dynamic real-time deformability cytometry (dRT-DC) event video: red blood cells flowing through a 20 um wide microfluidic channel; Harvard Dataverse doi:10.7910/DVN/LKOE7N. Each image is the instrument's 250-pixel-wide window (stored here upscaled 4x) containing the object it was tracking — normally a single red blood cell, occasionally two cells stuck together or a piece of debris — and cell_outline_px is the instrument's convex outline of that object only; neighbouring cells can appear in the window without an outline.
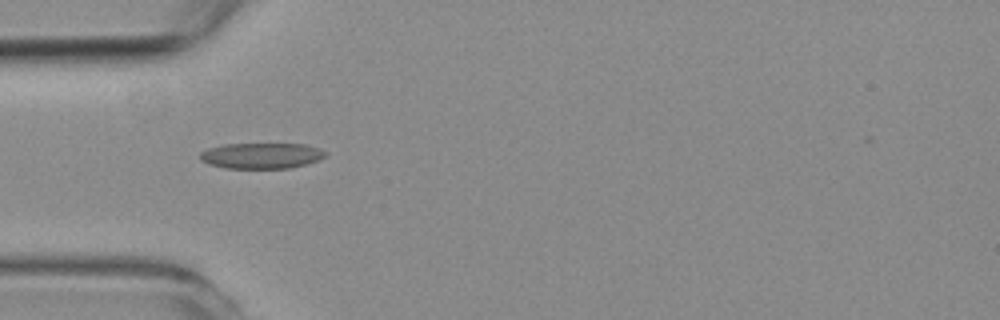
{"species": "common noctule bat (a hibernating species)", "species_latin": "Nyctalus noctula", "temperature_condition": "room temperature", "stored_images_in_passage": 44, "camera_frame_rate_fps": 3000, "um_per_image_px": 0.085, "animal": {"sex": "female", "body_mass_g": 19.3, "forearm_length_mm": 54.1}, "frame": {"image": 1, "passage_image": 4, "time_ms": 1.0, "image_size_px": [1000, 320], "cell_outline_px": [[324, 156], [316, 160], [304, 164], [288, 168], [224, 168], [208, 164], [200, 160], [200, 152], [208, 148], [224, 144], [304, 144], [320, 148], [324, 152]], "centroid_in_image_um": [22.15, 13.23], "position_along_channel_um": 62.9, "area_um2": 18.61}}
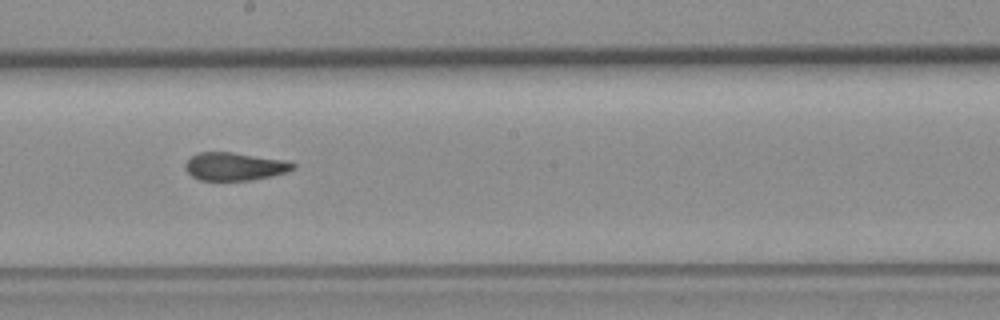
{"frame": {"image": 2, "passage_image": 18, "time_ms": 5.667, "image_size_px": [1000, 320], "cell_outline_px": [[296, 168], [288, 172], [272, 176], [252, 180], [200, 180], [192, 176], [184, 168], [184, 164], [192, 156], [200, 152], [232, 152], [288, 160], [296, 164]], "centroid_in_image_um": [20.0, 14.14], "position_along_channel_um": 228.2, "area_um2": 17.74}}
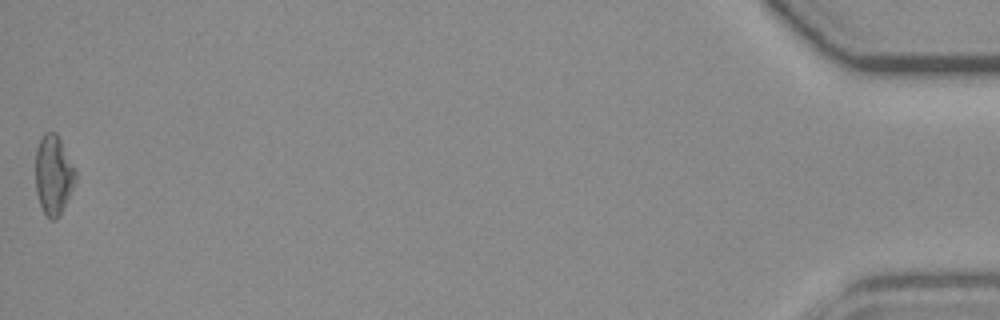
{"frame": {"image": 3, "passage_image": 44, "time_ms": 14.333, "image_size_px": [1000, 320], "cell_outline_px": [[76, 180], [60, 216], [56, 220], [52, 220], [44, 212], [40, 204], [36, 192], [36, 148], [44, 132], [56, 132], [76, 172]], "centroid_in_image_um": [4.54, 14.88], "position_along_channel_um": 430.7, "area_um2": 18.26}, "authors_computed_cell_mechanics": {"area_um2": 18.1492, "velocity_mm_per_s": 3.5564, "shape_relaxation_time_tau1_ms": null, "shape_relaxation_time_tau2_ms": 2.4255, "deformation_change_tau1": null, "deformation_change_tau2": 0.0891}}